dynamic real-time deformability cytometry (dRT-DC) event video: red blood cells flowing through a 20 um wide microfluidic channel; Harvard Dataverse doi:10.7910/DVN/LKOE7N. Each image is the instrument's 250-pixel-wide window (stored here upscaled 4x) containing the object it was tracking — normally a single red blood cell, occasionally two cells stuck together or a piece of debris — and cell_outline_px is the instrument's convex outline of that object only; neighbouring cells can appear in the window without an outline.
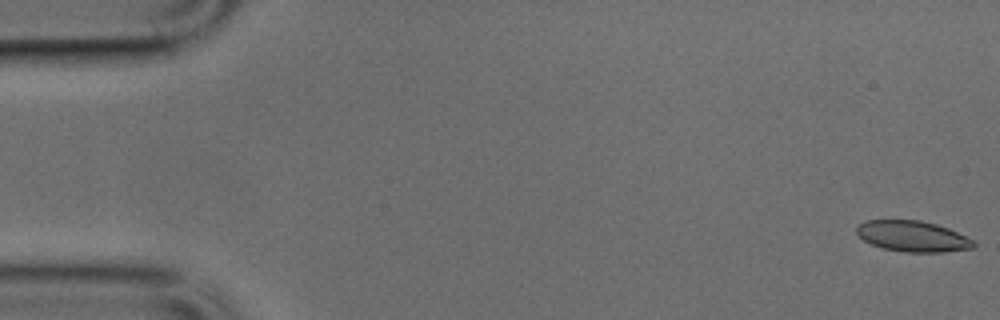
{"species": "common noctule bat (a hibernating species)", "species_latin": "Nyctalus noctula", "temperature_condition": "cold", "stored_images_in_passage": 49, "camera_frame_rate_fps": 3000, "um_per_image_px": 0.085, "animal": {"sex": "male", "body_mass_g": 17.9, "forearm_length_mm": 54.2}, "frame": {"image": 1, "passage_image": 1, "time_ms": 0.0, "image_size_px": [1000, 320], "cell_outline_px": [[976, 248], [944, 252], [904, 252], [884, 248], [872, 244], [864, 240], [856, 232], [856, 228], [864, 220], [920, 220], [936, 224], [948, 228], [972, 240], [976, 244]], "centroid_in_image_um": [77.59, 20.08], "position_along_channel_um": 7.4, "area_um2": 20.92}}
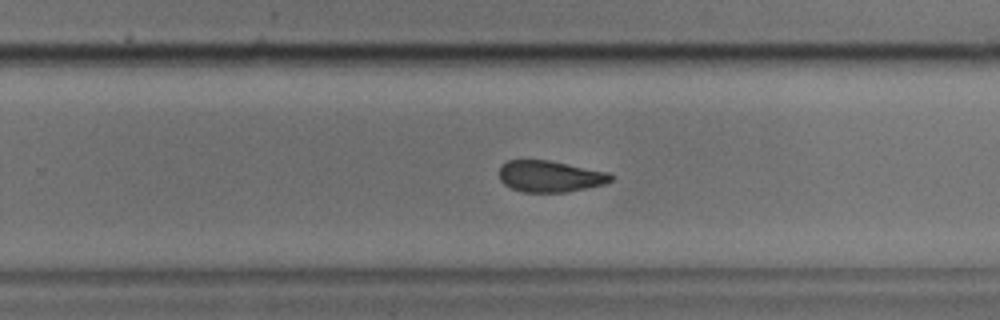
{"frame": {"image": 2, "passage_image": 31, "time_ms": 10.0, "image_size_px": [1000, 320], "cell_outline_px": [[616, 176], [612, 180], [604, 184], [568, 192], [524, 192], [512, 188], [504, 184], [500, 180], [500, 168], [508, 160], [548, 160], [608, 172]], "centroid_in_image_um": [46.78, 14.99], "position_along_channel_um": 283.0, "area_um2": 20.35}}
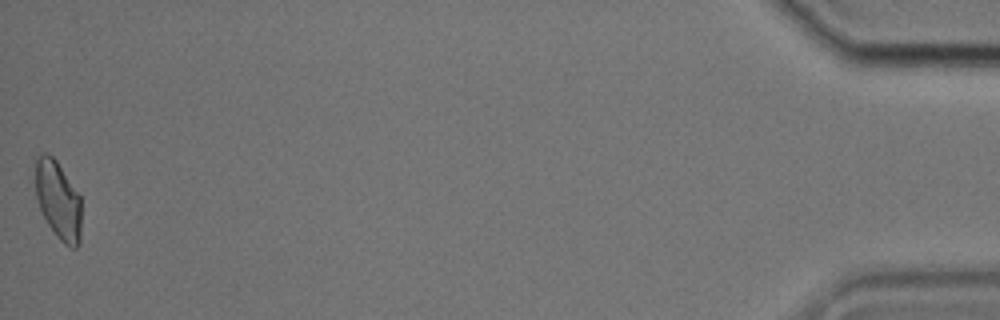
{"frame": {"image": 3, "passage_image": 49, "time_ms": 16.0, "image_size_px": [1000, 320], "cell_outline_px": [[80, 244], [76, 248], [72, 248], [64, 244], [56, 236], [48, 224], [40, 208], [36, 196], [36, 160], [44, 152], [48, 152], [56, 160], [80, 196]], "centroid_in_image_um": [4.95, 17.04], "position_along_channel_um": 430.2, "area_um2": 20.69}}